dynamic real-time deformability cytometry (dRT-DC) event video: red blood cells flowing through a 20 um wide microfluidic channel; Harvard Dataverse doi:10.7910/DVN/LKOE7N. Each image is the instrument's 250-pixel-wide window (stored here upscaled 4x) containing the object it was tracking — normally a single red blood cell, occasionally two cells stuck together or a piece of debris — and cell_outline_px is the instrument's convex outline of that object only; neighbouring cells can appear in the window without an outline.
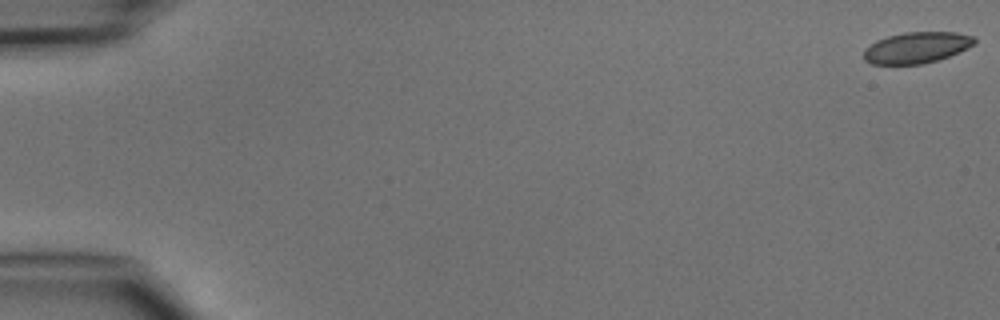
{"species": "common noctule bat (a hibernating species)", "species_latin": "Nyctalus noctula", "temperature_condition": "cold", "stored_images_in_passage": 5, "camera_frame_rate_fps": 3000, "um_per_image_px": 0.085, "animal": {"sex": "male", "body_mass_g": 15.6}, "frame": {"image": 1, "passage_image": 1, "time_ms": 0.0, "image_size_px": [1000, 320], "cell_outline_px": [[976, 40], [968, 48], [960, 52], [924, 64], [872, 64], [864, 60], [864, 48], [876, 40], [888, 36], [904, 32], [956, 32], [972, 36]], "centroid_in_image_um": [77.88, 4.04], "position_along_channel_um": 7.1, "area_um2": 20.06}}
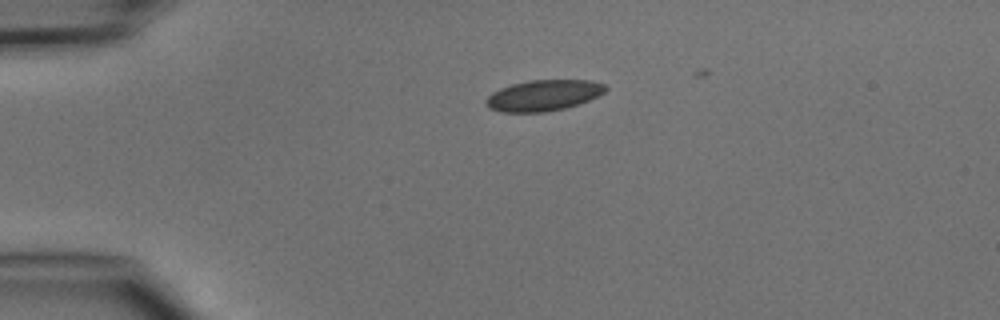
{"frame": {"image": 2, "passage_image": 4, "time_ms": 3.667, "image_size_px": [1000, 320], "cell_outline_px": [[608, 88], [604, 92], [580, 104], [564, 108], [544, 112], [500, 112], [488, 108], [484, 100], [492, 92], [500, 88], [512, 84], [528, 80], [592, 80], [604, 84]], "centroid_in_image_um": [46.17, 8.11], "position_along_channel_um": 38.8, "area_um2": 21.62}}